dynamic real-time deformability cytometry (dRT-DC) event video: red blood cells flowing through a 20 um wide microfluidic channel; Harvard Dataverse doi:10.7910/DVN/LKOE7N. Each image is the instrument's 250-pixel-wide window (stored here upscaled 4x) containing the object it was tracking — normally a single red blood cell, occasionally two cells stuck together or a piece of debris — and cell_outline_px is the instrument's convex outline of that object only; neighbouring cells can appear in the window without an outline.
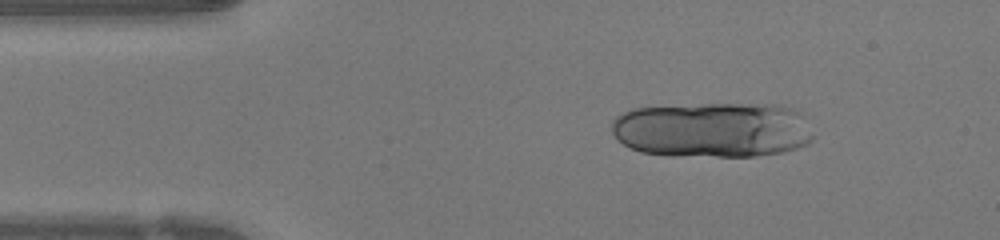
{"species": "human", "species_latin": "Homo sapiens", "temperature_condition": "warm", "stored_images_in_passage": 42, "segment_of_instrument_passage": [1, 2], "camera_frame_rate_fps": 3000, "um_per_image_px": 0.085, "donor": {"sex": "female"}, "frame": {"image": 1, "passage_image": 6, "time_ms": 1.667, "image_size_px": [1000, 240], "cell_outline_px": [[812, 140], [808, 144], [784, 152], [756, 156], [672, 156], [640, 152], [624, 144], [612, 132], [612, 120], [616, 116], [632, 108], [704, 104], [784, 104], [800, 112], [812, 136]], "centroid_in_image_um": [60.58, 11.03], "position_along_channel_um": 24.4, "area_um2": 65.43}}